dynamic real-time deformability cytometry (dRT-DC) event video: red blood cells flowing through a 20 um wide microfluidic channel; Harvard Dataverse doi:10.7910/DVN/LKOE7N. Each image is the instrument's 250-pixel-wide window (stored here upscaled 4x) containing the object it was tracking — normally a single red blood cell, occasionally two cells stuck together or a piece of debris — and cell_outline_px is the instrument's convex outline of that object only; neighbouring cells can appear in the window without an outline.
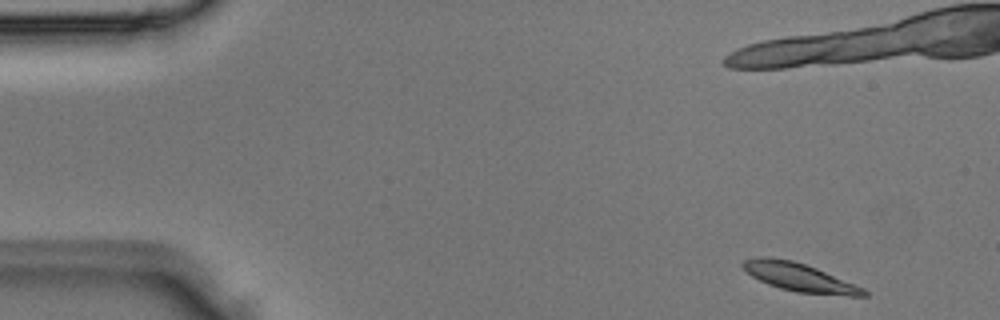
{"species": "Egyptian fruit bat (a non-hibernating species)", "species_latin": "Rousettus aegyptiacus", "temperature_condition": "room temperature", "stored_images_in_passage": 2, "camera_frame_rate_fps": 3000, "um_per_image_px": 0.085, "animal": {"sex": "male"}, "frame": {"image": 1, "passage_image": 2, "time_ms": 0.333, "image_size_px": [1000, 320], "cell_outline_px": [[868, 296], [848, 296], [796, 292], [780, 288], [768, 284], [752, 276], [740, 264], [744, 260], [792, 260], [816, 268], [864, 288], [868, 292]], "centroid_in_image_um": [68.07, 23.64], "position_along_channel_um": 16.9, "area_um2": 19.02}}